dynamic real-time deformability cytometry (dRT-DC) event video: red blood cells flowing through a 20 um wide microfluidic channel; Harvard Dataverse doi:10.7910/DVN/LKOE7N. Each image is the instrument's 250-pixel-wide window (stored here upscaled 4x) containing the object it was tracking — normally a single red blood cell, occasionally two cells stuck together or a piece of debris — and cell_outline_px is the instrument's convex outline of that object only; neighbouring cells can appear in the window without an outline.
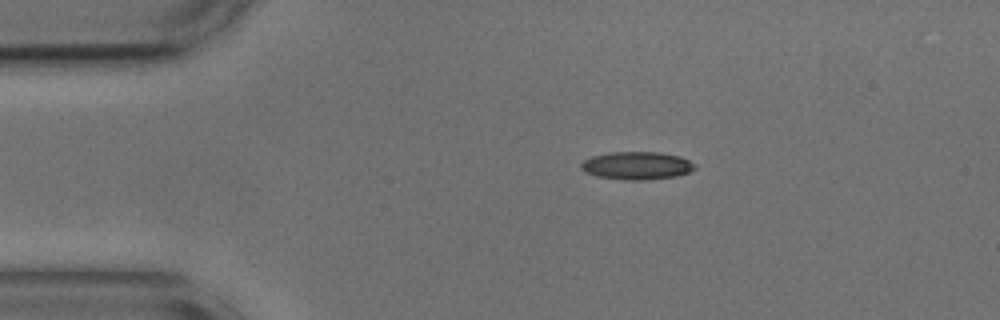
{"species": "common noctule bat (a hibernating species)", "species_latin": "Nyctalus noctula", "temperature_condition": "cold", "stored_images_in_passage": 45, "camera_frame_rate_fps": 3000, "um_per_image_px": 0.085, "animal": {"sex": "male", "body_mass_g": 17.9, "forearm_length_mm": 54.2}, "frame": {"image": 1, "passage_image": 1, "time_ms": 0.0, "image_size_px": [1000, 320], "cell_outline_px": [[696, 168], [688, 172], [676, 176], [644, 180], [624, 180], [596, 176], [584, 172], [580, 168], [580, 164], [584, 160], [592, 156], [612, 152], [660, 152], [680, 156], [696, 164]], "centroid_in_image_um": [54.12, 14.08], "position_along_channel_um": 30.9, "area_um2": 18.55}}
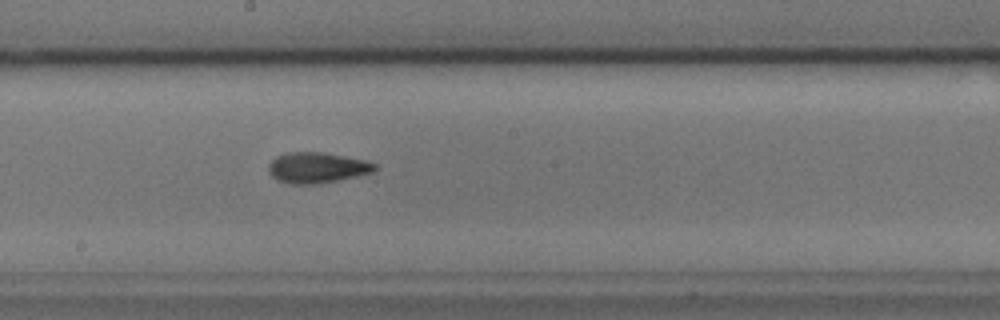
{"frame": {"image": 2, "passage_image": 20, "time_ms": 6.333, "image_size_px": [1000, 320], "cell_outline_px": [[376, 168], [372, 172], [356, 176], [316, 184], [288, 184], [276, 180], [268, 172], [268, 164], [276, 156], [288, 152], [324, 152], [364, 160], [376, 164]], "centroid_in_image_um": [26.89, 14.25], "position_along_channel_um": 221.3, "area_um2": 18.96}}
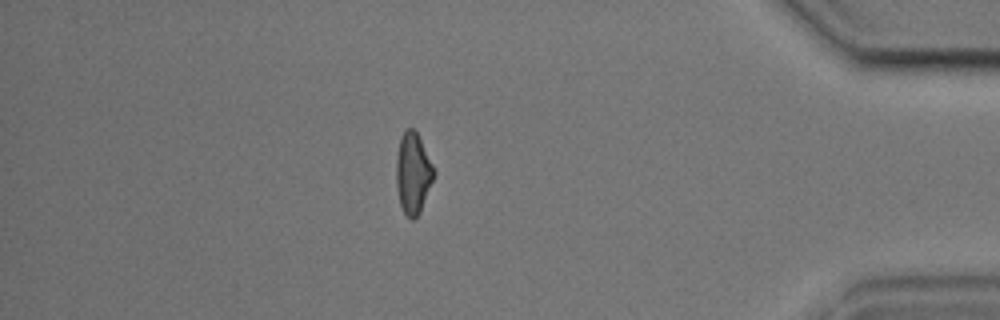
{"frame": {"image": 3, "passage_image": 38, "time_ms": 12.333, "image_size_px": [1000, 320], "cell_outline_px": [[436, 172], [420, 212], [412, 220], [404, 212], [400, 204], [396, 184], [396, 156], [400, 136], [408, 128], [412, 128], [416, 132]], "centroid_in_image_um": [35.09, 14.72], "position_along_channel_um": 400.1, "area_um2": 17.51}, "authors_computed_cell_mechanics": {"area_um2": 18.1492, "velocity_mm_per_s": 3.6671, "shape_relaxation_time_tau1_ms": 5.4129, "shape_relaxation_time_tau2_ms": 2.376, "deformation_change_tau1": 0.1388, "deformation_change_tau2": 0.1034}}